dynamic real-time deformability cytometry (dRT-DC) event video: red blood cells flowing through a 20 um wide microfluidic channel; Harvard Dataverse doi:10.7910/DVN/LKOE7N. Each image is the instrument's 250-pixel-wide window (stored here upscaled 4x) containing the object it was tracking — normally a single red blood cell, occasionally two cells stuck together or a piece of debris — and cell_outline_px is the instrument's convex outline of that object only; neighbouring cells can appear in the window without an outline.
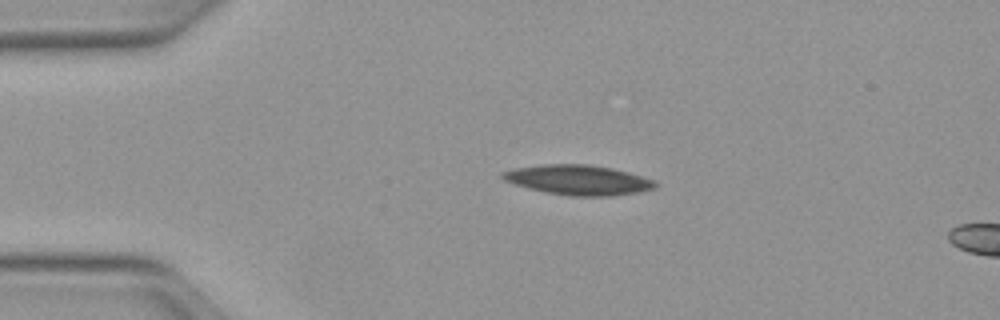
{"species": "Egyptian fruit bat (a non-hibernating species)", "species_latin": "Rousettus aegyptiacus", "temperature_condition": "warm", "stored_images_in_passage": 41, "camera_frame_rate_fps": 3000, "um_per_image_px": 0.085, "animal": {"sex": "female"}, "frame": {"image": 1, "passage_image": 1, "time_ms": 0.0, "image_size_px": [1000, 320], "cell_outline_px": [[660, 184], [656, 188], [636, 192], [612, 196], [568, 196], [544, 192], [528, 188], [504, 180], [500, 176], [500, 172], [512, 168], [544, 164], [588, 164], [612, 168], [628, 172], [656, 180]], "centroid_in_image_um": [49.15, 15.29], "position_along_channel_um": 35.8, "area_um2": 26.88}}
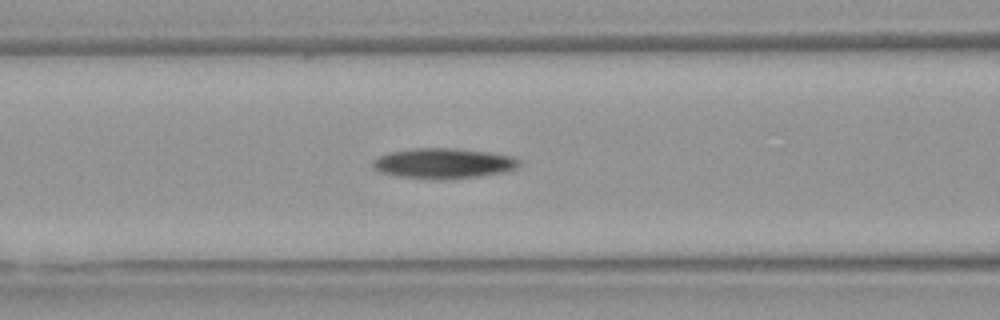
{"frame": {"image": 2, "passage_image": 11, "time_ms": 3.333, "image_size_px": [1000, 320], "cell_outline_px": [[520, 164], [516, 168], [504, 172], [452, 180], [436, 180], [400, 176], [380, 172], [372, 168], [372, 160], [388, 152], [412, 148], [452, 148], [488, 152], [512, 156], [520, 160]], "centroid_in_image_um": [37.67, 13.89], "position_along_channel_um": 128.9, "area_um2": 26.07}}
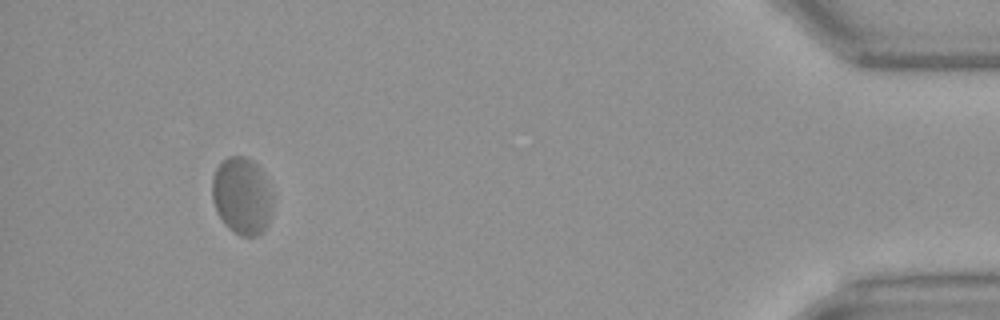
{"frame": {"image": 3, "passage_image": 38, "time_ms": 12.333, "image_size_px": [1000, 320], "cell_outline_px": [[272, 208], [264, 232], [256, 236], [240, 236], [228, 228], [224, 224], [216, 212], [212, 200], [212, 176], [220, 160], [228, 156], [244, 156], [252, 160], [260, 168], [268, 188], [272, 200]], "centroid_in_image_um": [20.52, 16.65], "position_along_channel_um": 414.7, "area_um2": 27.34}, "authors_computed_cell_mechanics": {"area_um2": 25.9522, "velocity_mm_per_s": 3.9409, "shape_relaxation_time_tau1_ms": null, "shape_relaxation_time_tau2_ms": 9.9862, "deformation_change_tau1": null, "deformation_change_tau2": 0.2017}}